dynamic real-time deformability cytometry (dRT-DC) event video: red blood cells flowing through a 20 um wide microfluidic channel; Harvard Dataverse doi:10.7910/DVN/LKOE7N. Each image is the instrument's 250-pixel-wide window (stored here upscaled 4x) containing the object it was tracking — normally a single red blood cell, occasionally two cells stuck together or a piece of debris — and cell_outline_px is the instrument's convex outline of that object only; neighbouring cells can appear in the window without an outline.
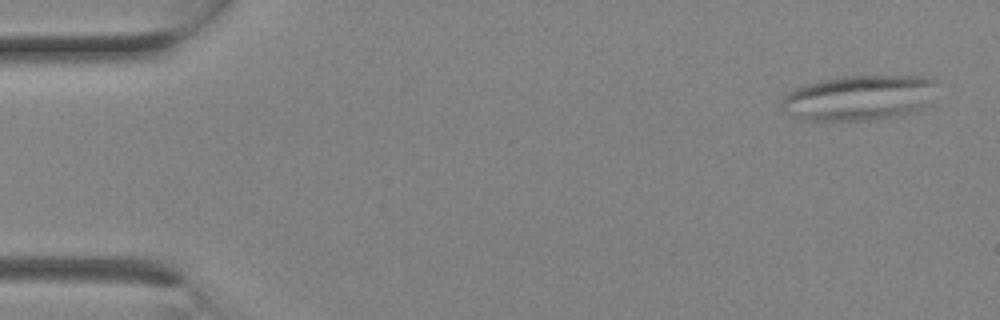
{"species": "Egyptian fruit bat (a non-hibernating species)", "species_latin": "Rousettus aegyptiacus", "temperature_condition": "room temperature", "stored_images_in_passage": 2, "camera_frame_rate_fps": 3000, "um_per_image_px": 0.085, "animal": {"sex": "female"}, "frame": {"image": 1, "passage_image": 2, "time_ms": 0.333, "image_size_px": [1000, 320], "cell_outline_px": [[940, 80], [924, 108], [900, 116], [876, 120], [804, 120], [788, 116], [780, 108], [780, 104], [784, 96], [796, 88], [804, 84], [820, 80], [844, 76], [932, 76]], "centroid_in_image_um": [73.03, 8.31], "position_along_channel_um": 12.0, "area_um2": 41.62}}